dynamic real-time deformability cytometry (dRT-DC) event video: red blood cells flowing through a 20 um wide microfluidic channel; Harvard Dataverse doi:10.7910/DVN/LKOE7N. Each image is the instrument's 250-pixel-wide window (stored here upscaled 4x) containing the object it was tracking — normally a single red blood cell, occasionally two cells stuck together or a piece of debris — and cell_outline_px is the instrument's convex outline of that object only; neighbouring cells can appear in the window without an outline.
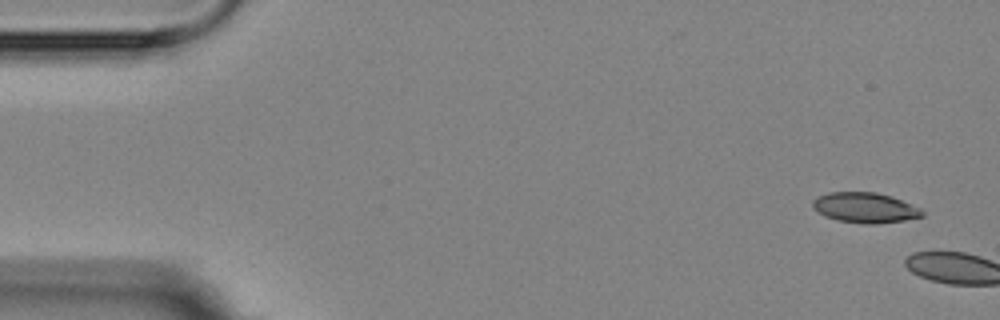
{"species": "Egyptian fruit bat (a non-hibernating species)", "species_latin": "Rousettus aegyptiacus", "temperature_condition": "room temperature", "stored_images_in_passage": 2, "camera_frame_rate_fps": 3000, "um_per_image_px": 0.085, "animal": {"sex": "female"}, "frame": {"image": 1, "passage_image": 1, "time_ms": 0.0, "image_size_px": [1000, 320], "cell_outline_px": [[924, 216], [904, 220], [876, 224], [864, 224], [836, 220], [824, 216], [812, 208], [812, 200], [816, 196], [828, 192], [876, 192], [892, 196], [920, 208], [924, 212]], "centroid_in_image_um": [73.49, 17.65], "position_along_channel_um": 11.5, "area_um2": 19.54}}